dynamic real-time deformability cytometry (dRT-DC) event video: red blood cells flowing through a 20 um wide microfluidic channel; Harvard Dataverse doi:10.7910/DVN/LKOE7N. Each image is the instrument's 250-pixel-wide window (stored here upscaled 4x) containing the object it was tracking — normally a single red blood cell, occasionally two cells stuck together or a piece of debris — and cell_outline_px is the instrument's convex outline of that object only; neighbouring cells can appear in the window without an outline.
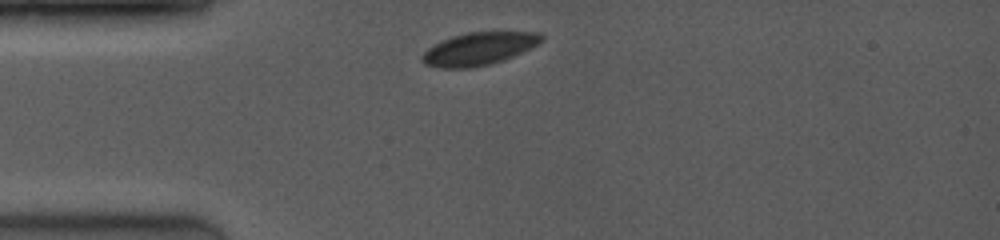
{"species": "common noctule bat (a hibernating species)", "species_latin": "Nyctalus noctula", "temperature_condition": "room temperature", "stored_images_in_passage": 10, "camera_frame_rate_fps": 4000, "um_per_image_px": 0.085, "animal": {"sex": "female", "body_mass_g": 19.0, "forearm_length_mm": 53.3}, "frame": {"image": 1, "passage_image": 1, "time_ms": 0.0, "image_size_px": [1000, 240], "cell_outline_px": [[544, 40], [504, 60], [492, 64], [472, 68], [440, 68], [424, 64], [420, 60], [420, 56], [428, 48], [452, 36], [468, 32], [540, 32], [544, 36]], "centroid_in_image_um": [40.68, 4.15], "position_along_channel_um": 44.3, "area_um2": 22.66}}
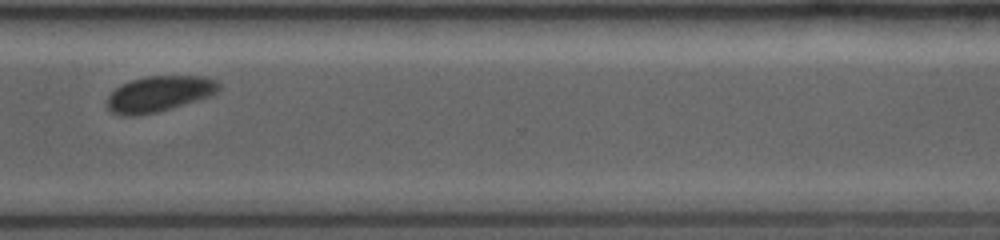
{"frame": {"image": 2, "passage_image": 9, "time_ms": 8.25, "image_size_px": [1000, 240], "cell_outline_px": [[220, 88], [216, 92], [208, 96], [196, 100], [156, 112], [140, 116], [120, 116], [112, 112], [104, 104], [108, 96], [116, 88], [132, 80], [148, 76], [200, 76], [216, 80], [220, 84]], "centroid_in_image_um": [13.47, 7.99], "position_along_channel_um": 357.1, "area_um2": 23.06}}
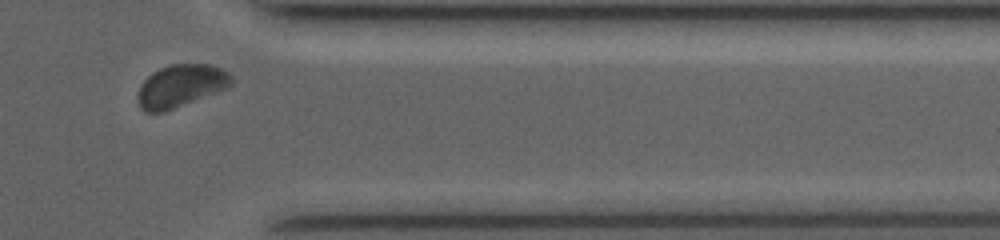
{"frame": {"image": 3, "passage_image": 10, "time_ms": 9.25, "image_size_px": [1000, 240], "cell_outline_px": [[232, 84], [224, 88], [164, 112], [144, 112], [140, 108], [136, 100], [136, 96], [144, 80], [152, 72], [160, 68], [172, 64], [208, 64], [220, 68], [228, 72], [232, 76]], "centroid_in_image_um": [15.31, 7.3], "position_along_channel_um": 396.1, "area_um2": 22.89}}